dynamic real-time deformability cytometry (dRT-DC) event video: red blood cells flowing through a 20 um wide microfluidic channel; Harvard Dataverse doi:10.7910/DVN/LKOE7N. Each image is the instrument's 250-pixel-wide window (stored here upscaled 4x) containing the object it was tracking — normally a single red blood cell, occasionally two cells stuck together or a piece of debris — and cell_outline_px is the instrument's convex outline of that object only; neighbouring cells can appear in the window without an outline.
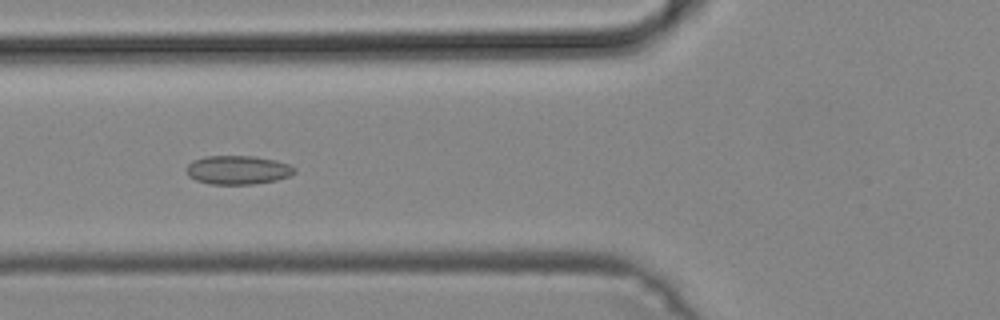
{"species": "common noctule bat (a hibernating species)", "species_latin": "Nyctalus noctula", "temperature_condition": "cold", "stored_images_in_passage": 15, "camera_frame_rate_fps": 3000, "um_per_image_px": 0.085, "animal": {"sex": "male", "body_mass_g": 19.2, "forearm_length_mm": 51.8}, "frame": {"image": 1, "passage_image": 7, "time_ms": 2.0, "image_size_px": [1000, 320], "cell_outline_px": [[296, 172], [288, 176], [276, 180], [252, 184], [212, 184], [196, 180], [188, 176], [184, 168], [192, 160], [204, 156], [256, 156], [276, 160], [288, 164], [296, 168]], "centroid_in_image_um": [20.18, 14.43], "position_along_channel_um": 105.6, "area_um2": 18.26}}
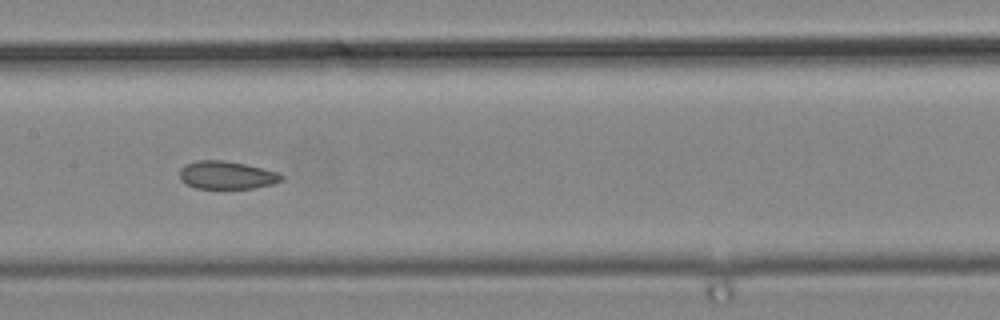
{"frame": {"image": 2, "passage_image": 13, "time_ms": 4.0, "image_size_px": [1000, 320], "cell_outline_px": [[284, 176], [280, 180], [272, 184], [252, 188], [196, 188], [184, 184], [180, 180], [180, 168], [184, 164], [196, 160], [224, 160], [244, 164], [276, 172]], "centroid_in_image_um": [19.18, 14.88], "position_along_channel_um": 188.2, "area_um2": 16.47}}